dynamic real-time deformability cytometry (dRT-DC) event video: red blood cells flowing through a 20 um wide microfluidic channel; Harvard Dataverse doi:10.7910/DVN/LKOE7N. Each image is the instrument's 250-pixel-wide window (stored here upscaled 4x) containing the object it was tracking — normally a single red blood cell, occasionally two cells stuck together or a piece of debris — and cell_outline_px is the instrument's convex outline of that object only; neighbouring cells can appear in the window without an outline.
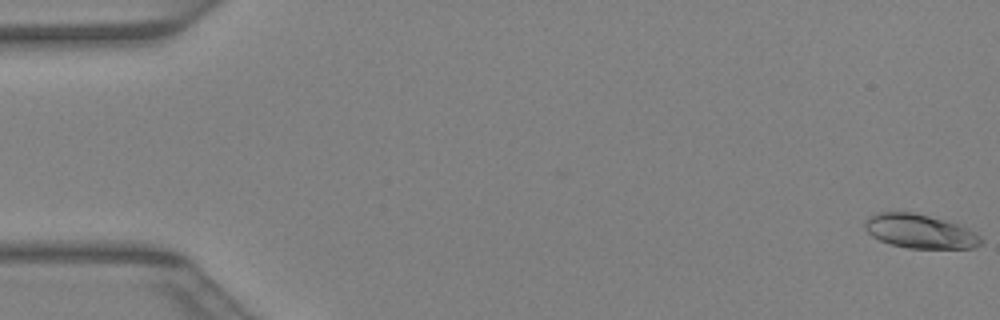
{"species": "Egyptian fruit bat (a non-hibernating species)", "species_latin": "Rousettus aegyptiacus", "temperature_condition": "warm", "stored_images_in_passage": 42, "camera_frame_rate_fps": 3000, "um_per_image_px": 0.085, "animal": {"sex": "female"}, "frame": {"image": 1, "passage_image": 1, "time_ms": 0.0, "image_size_px": [1000, 320], "cell_outline_px": [[984, 240], [976, 248], [908, 248], [888, 244], [872, 236], [864, 228], [864, 220], [868, 216], [876, 212], [912, 212], [944, 220], [968, 228], [976, 232]], "centroid_in_image_um": [78.17, 19.66], "position_along_channel_um": 6.8, "area_um2": 23.12}}
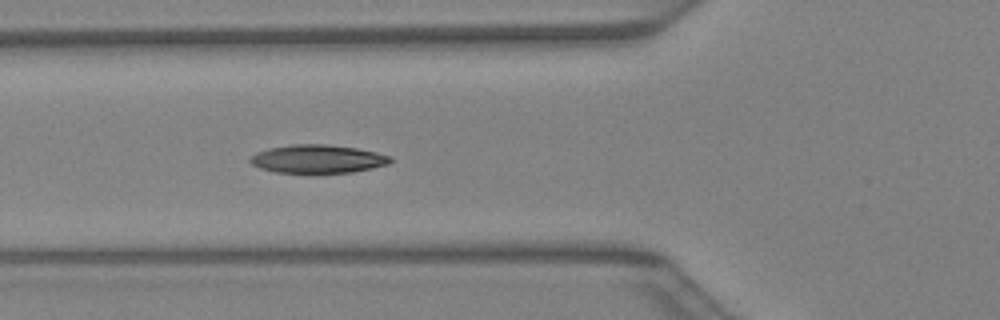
{"frame": {"image": 2, "passage_image": 16, "time_ms": 5.0, "image_size_px": [1000, 320], "cell_outline_px": [[392, 160], [388, 164], [372, 168], [352, 172], [276, 172], [260, 168], [252, 164], [248, 160], [256, 152], [268, 148], [292, 144], [324, 144], [356, 148], [376, 152], [392, 156]], "centroid_in_image_um": [27.0, 13.5], "position_along_channel_um": 98.8, "area_um2": 22.95}}
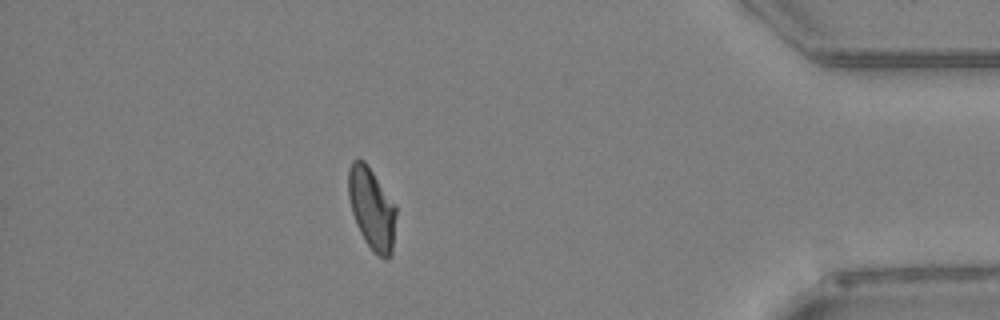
{"frame": {"image": 3, "passage_image": 37, "time_ms": 12.0, "image_size_px": [1000, 320], "cell_outline_px": [[396, 216], [392, 256], [388, 260], [384, 260], [372, 252], [364, 240], [356, 224], [352, 212], [348, 196], [348, 168], [352, 160], [364, 160], [396, 204]], "centroid_in_image_um": [31.61, 17.77], "position_along_channel_um": 403.6, "area_um2": 23.12}}